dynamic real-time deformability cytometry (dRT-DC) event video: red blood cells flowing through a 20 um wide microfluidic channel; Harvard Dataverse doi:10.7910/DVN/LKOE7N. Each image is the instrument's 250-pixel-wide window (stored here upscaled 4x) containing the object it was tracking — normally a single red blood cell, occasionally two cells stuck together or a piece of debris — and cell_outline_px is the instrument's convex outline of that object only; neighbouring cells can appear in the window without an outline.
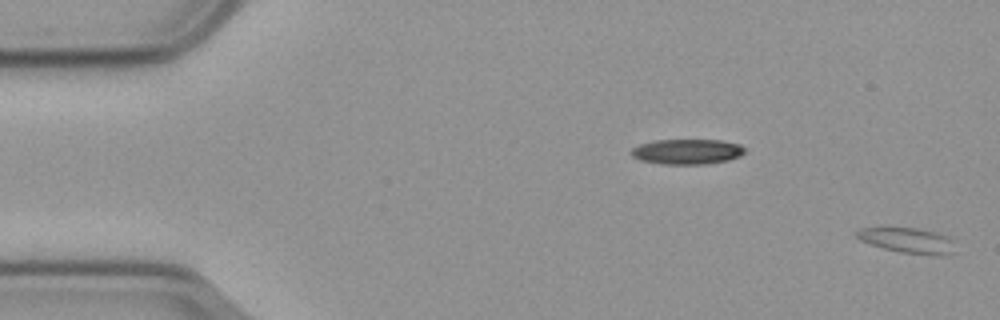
{"species": "common noctule bat (a hibernating species)", "species_latin": "Nyctalus noctula", "temperature_condition": "cold", "stored_images_in_passage": 9, "camera_frame_rate_fps": 3000, "um_per_image_px": 0.085, "animal": {"sex": "male", "body_mass_g": 23.1, "forearm_length_mm": 52.7}, "frame": {"image": 1, "passage_image": 1, "time_ms": 0.0, "image_size_px": [1000, 320], "cell_outline_px": [[952, 252], [940, 256], [936, 256], [900, 252], [884, 248], [860, 240], [856, 236], [856, 232], [860, 228], [880, 224], [888, 224], [916, 228], [948, 236], [952, 240]], "centroid_in_image_um": [77.02, 20.37], "position_along_channel_um": 8.0, "area_um2": 15.09}}